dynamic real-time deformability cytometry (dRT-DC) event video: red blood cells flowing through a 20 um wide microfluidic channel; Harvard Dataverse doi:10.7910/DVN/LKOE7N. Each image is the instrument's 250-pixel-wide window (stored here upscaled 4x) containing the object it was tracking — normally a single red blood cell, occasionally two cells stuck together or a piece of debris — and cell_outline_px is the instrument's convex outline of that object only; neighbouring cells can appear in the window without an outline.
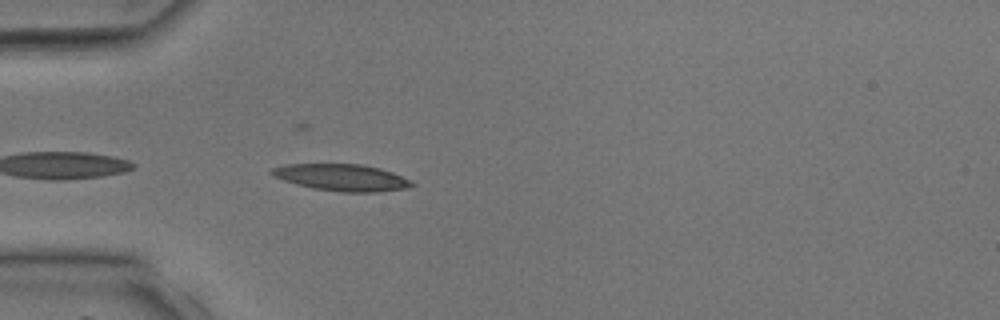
{"species": "common noctule bat (a hibernating species)", "species_latin": "Nyctalus noctula", "temperature_condition": "room temperature", "stored_images_in_passage": 5, "camera_frame_rate_fps": 3000, "um_per_image_px": 0.085, "animal": {"sex": "male", "body_mass_g": 17.9, "forearm_length_mm": 54.2}, "frame": {"image": 1, "passage_image": 1, "time_ms": 0.0, "image_size_px": [1000, 320], "cell_outline_px": [[416, 184], [408, 188], [376, 192], [344, 192], [312, 188], [296, 184], [284, 180], [268, 172], [272, 168], [284, 164], [360, 164], [380, 168], [392, 172], [412, 180]], "centroid_in_image_um": [29.08, 15.08], "position_along_channel_um": 55.9, "area_um2": 21.85}}